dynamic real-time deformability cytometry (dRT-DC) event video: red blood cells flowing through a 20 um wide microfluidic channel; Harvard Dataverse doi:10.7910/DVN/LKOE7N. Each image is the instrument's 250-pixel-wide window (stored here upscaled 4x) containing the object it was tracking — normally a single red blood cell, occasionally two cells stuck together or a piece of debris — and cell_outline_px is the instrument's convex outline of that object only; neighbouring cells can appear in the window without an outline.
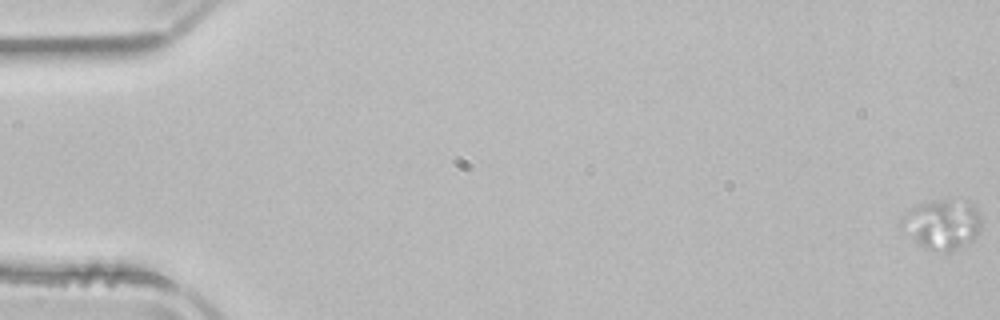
{"species": "common noctule bat (a hibernating species)", "species_latin": "Nyctalus noctula", "temperature_condition": "room temperature", "stored_images_in_passage": 54, "segment_of_instrument_passage": [1, 2], "camera_frame_rate_fps": 3000, "um_per_image_px": 0.085, "animal": {"sex": "male", "body_mass_g": 21.5, "forearm_length_mm": 52.0}, "frame": {"image": 1, "passage_image": 1, "time_ms": 0.0, "image_size_px": [1000, 320], "cell_outline_px": [[980, 232], [972, 240], [960, 248], [952, 252], [944, 252], [928, 248], [920, 244], [900, 228], [900, 224], [904, 216], [912, 208], [920, 204], [940, 200], [948, 200], [972, 204], [980, 212]], "centroid_in_image_um": [80.12, 19.09], "position_along_channel_um": 4.9, "area_um2": 22.72}}
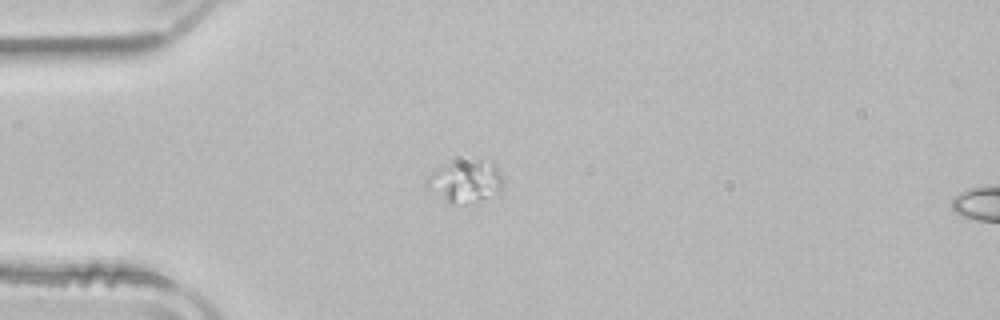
{"frame": {"image": 2, "passage_image": 15, "time_ms": 4.667, "image_size_px": [1000, 320], "cell_outline_px": [[500, 192], [464, 204], [448, 204], [424, 188], [424, 180], [432, 172], [444, 164], [480, 160], [492, 160], [496, 164], [500, 176]], "centroid_in_image_um": [39.46, 15.43], "position_along_channel_um": 45.5, "area_um2": 18.73}}